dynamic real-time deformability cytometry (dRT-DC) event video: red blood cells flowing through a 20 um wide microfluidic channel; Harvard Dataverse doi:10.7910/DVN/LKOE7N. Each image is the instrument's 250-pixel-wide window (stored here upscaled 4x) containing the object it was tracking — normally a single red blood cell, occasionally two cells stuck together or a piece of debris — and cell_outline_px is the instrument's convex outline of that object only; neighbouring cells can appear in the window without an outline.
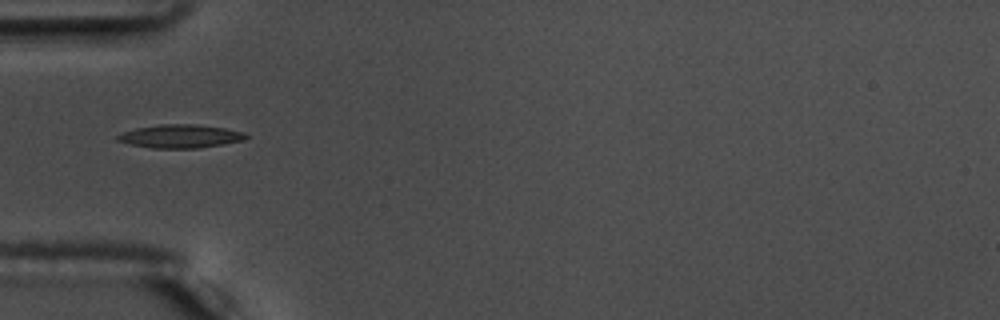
{"species": "common noctule bat (a hibernating species)", "species_latin": "Nyctalus noctula", "temperature_condition": "warm", "stored_images_in_passage": 38, "camera_frame_rate_fps": 3000, "um_per_image_px": 0.085, "animal": {"sex": "male", "body_mass_g": 17.5, "forearm_length_mm": 52.3}, "frame": {"image": 1, "passage_image": 1, "time_ms": 0.0, "image_size_px": [1000, 320], "cell_outline_px": [[248, 136], [244, 140], [224, 144], [196, 148], [152, 148], [132, 144], [116, 140], [116, 136], [124, 132], [136, 128], [160, 124], [196, 124], [224, 128], [244, 132]], "centroid_in_image_um": [15.34, 11.58], "position_along_channel_um": 69.7, "area_um2": 17.34}}
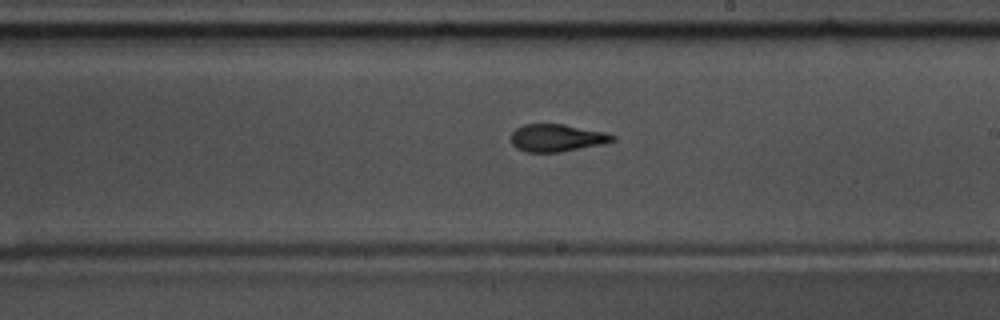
{"frame": {"image": 2, "passage_image": 15, "time_ms": 4.667, "image_size_px": [1000, 320], "cell_outline_px": [[616, 140], [600, 144], [560, 152], [524, 152], [516, 148], [512, 144], [512, 132], [516, 128], [524, 124], [564, 124], [604, 132], [616, 136]], "centroid_in_image_um": [47.3, 11.72], "position_along_channel_um": 241.7, "area_um2": 16.13}}
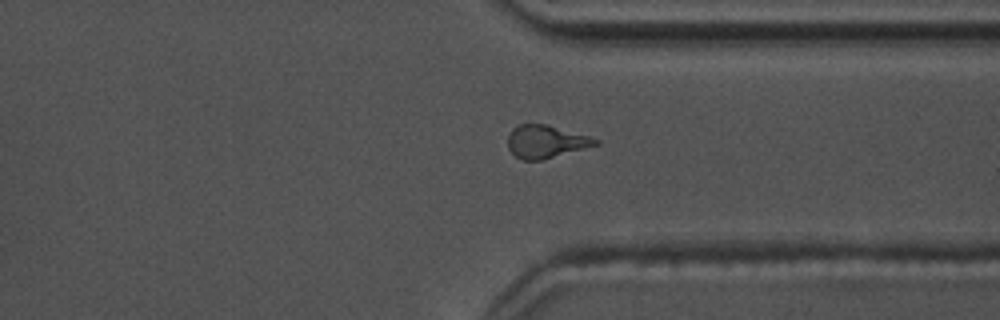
{"frame": {"image": 3, "passage_image": 25, "time_ms": 8.0, "image_size_px": [1000, 320], "cell_outline_px": [[600, 144], [544, 160], [524, 160], [516, 156], [508, 148], [508, 136], [512, 128], [520, 124], [544, 124], [588, 136], [600, 140]], "centroid_in_image_um": [46.4, 12.05], "position_along_channel_um": 365.0, "area_um2": 16.65}, "authors_computed_cell_mechanics": {"area_um2": 16.5886, "velocity_mm_per_s": 3.694, "shape_relaxation_time_tau1_ms": 3.3125, "shape_relaxation_time_tau2_ms": 1.5762, "deformation_change_tau1": 0.1778, "deformation_change_tau2": 0.1075}}